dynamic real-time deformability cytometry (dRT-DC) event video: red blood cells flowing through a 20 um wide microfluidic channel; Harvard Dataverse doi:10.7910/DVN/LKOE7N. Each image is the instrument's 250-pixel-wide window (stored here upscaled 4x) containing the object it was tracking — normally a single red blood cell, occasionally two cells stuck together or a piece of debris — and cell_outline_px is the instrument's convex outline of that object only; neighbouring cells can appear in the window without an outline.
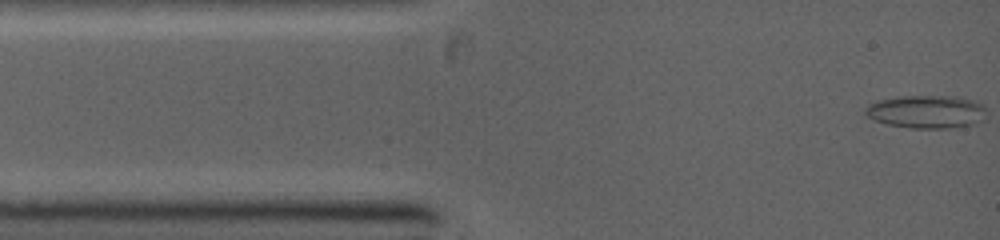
{"species": "common noctule bat (a hibernating species)", "species_latin": "Nyctalus noctula", "temperature_condition": "warm", "stored_images_in_passage": 26, "camera_frame_rate_fps": 5000, "um_per_image_px": 0.085, "animal": {"sex": "female", "body_mass_g": 19.0, "forearm_length_mm": 53.3}, "frame": {"image": 1, "passage_image": 1, "time_ms": 0.0, "image_size_px": [1000, 240], "cell_outline_px": [[984, 108], [976, 120], [968, 124], [948, 128], [912, 128], [888, 124], [876, 120], [868, 116], [864, 112], [868, 104], [880, 100], [904, 96], [940, 96], [968, 100], [980, 104]], "centroid_in_image_um": [78.59, 9.5], "position_along_channel_um": 6.4, "area_um2": 22.02}}
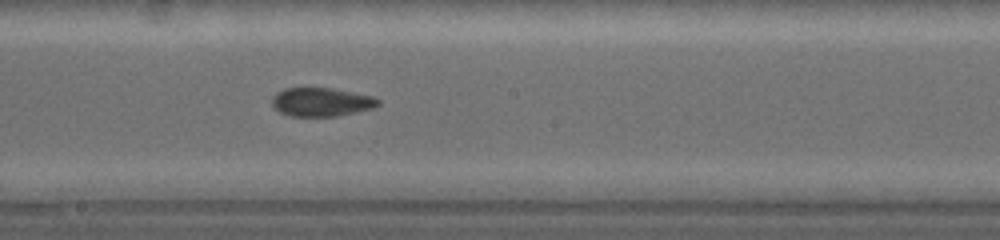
{"frame": {"image": 2, "passage_image": 12, "time_ms": 6.0, "image_size_px": [1000, 240], "cell_outline_px": [[380, 104], [372, 108], [336, 116], [288, 116], [280, 112], [272, 104], [272, 96], [276, 92], [284, 88], [332, 88], [372, 96], [380, 100]], "centroid_in_image_um": [27.28, 8.66], "position_along_channel_um": 220.9, "area_um2": 17.63}}
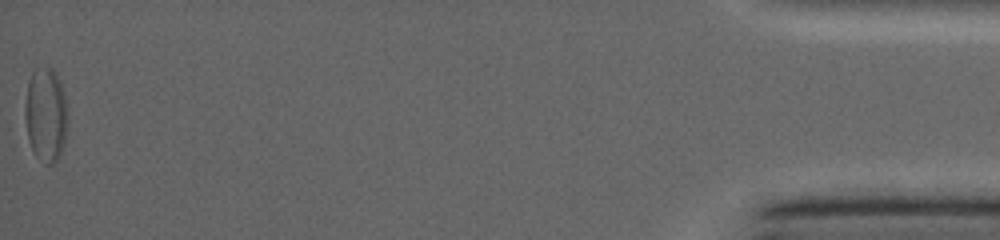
{"frame": {"image": 3, "passage_image": 26, "time_ms": 13.6, "image_size_px": [1000, 240], "cell_outline_px": [[68, 116], [64, 144], [56, 160], [52, 164], [48, 164], [36, 156], [32, 148], [28, 136], [24, 116], [24, 104], [28, 80], [32, 72], [36, 68], [52, 68], [56, 72], [60, 80], [64, 96]], "centroid_in_image_um": [3.88, 9.7], "position_along_channel_um": 431.3, "area_um2": 23.41}}